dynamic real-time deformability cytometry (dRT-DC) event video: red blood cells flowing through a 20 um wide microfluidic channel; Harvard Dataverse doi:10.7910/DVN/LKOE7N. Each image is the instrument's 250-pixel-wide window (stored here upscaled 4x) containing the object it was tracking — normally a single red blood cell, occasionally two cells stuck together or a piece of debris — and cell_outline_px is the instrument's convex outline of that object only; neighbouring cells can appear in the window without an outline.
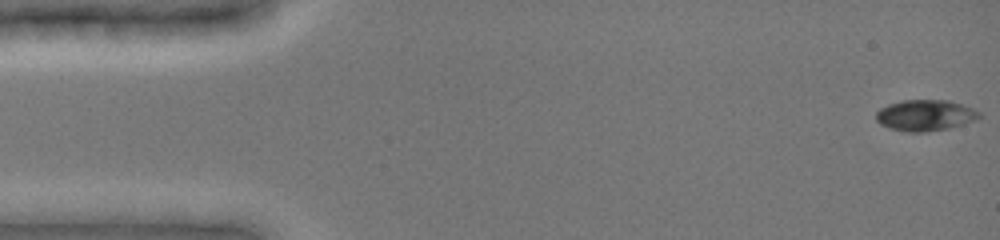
{"species": "common noctule bat (a hibernating species)", "species_latin": "Nyctalus noctula", "temperature_condition": "cold", "stored_images_in_passage": 49, "camera_frame_rate_fps": 3000, "um_per_image_px": 0.085, "animal": {"sex": "female", "body_mass_g": 19.0, "forearm_length_mm": 51.5}, "frame": {"image": 1, "passage_image": 1, "time_ms": 0.0, "image_size_px": [1000, 240], "cell_outline_px": [[980, 116], [976, 120], [948, 128], [924, 132], [908, 132], [892, 128], [880, 124], [876, 120], [876, 112], [880, 108], [888, 104], [900, 100], [948, 100], [972, 108], [980, 112]], "centroid_in_image_um": [78.62, 9.79], "position_along_channel_um": 6.4, "area_um2": 18.55}}
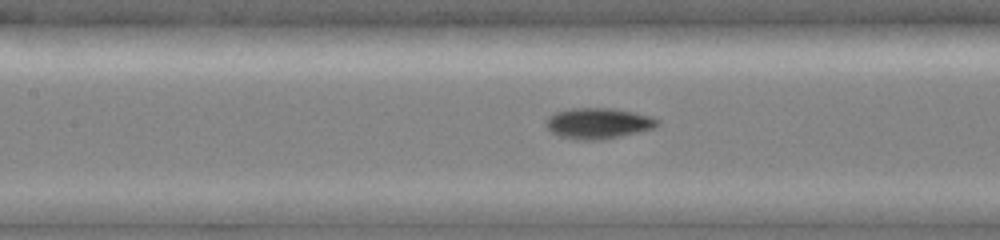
{"frame": {"image": 2, "passage_image": 22, "time_ms": 7.0, "image_size_px": [1000, 240], "cell_outline_px": [[660, 124], [652, 128], [620, 136], [600, 140], [580, 140], [560, 136], [552, 132], [544, 124], [548, 116], [556, 112], [568, 108], [612, 108], [652, 116], [660, 120]], "centroid_in_image_um": [50.83, 10.47], "position_along_channel_um": 156.6, "area_um2": 19.94}}
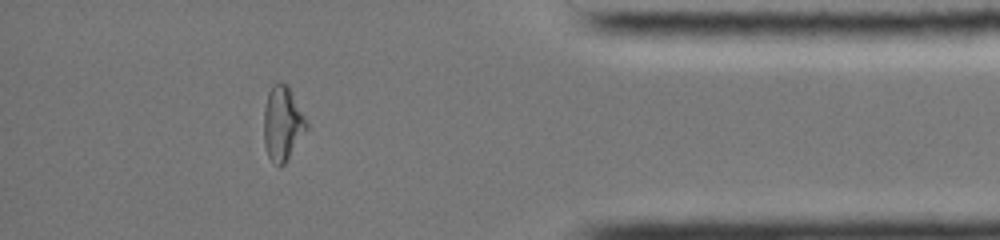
{"frame": {"image": 3, "passage_image": 43, "time_ms": 14.0, "image_size_px": [1000, 240], "cell_outline_px": [[308, 128], [288, 160], [280, 168], [268, 156], [264, 144], [264, 108], [268, 92], [272, 84], [288, 84], [308, 124]], "centroid_in_image_um": [24.01, 10.52], "position_along_channel_um": 411.2, "area_um2": 18.5}, "authors_computed_cell_mechanics": {"area_um2": 18.4382, "velocity_mm_per_s": 3.9463, "shape_relaxation_time_tau1_ms": 5.5458, "shape_relaxation_time_tau2_ms": 1.8901, "deformation_change_tau1": 0.1755, "deformation_change_tau2": 0.0635}}